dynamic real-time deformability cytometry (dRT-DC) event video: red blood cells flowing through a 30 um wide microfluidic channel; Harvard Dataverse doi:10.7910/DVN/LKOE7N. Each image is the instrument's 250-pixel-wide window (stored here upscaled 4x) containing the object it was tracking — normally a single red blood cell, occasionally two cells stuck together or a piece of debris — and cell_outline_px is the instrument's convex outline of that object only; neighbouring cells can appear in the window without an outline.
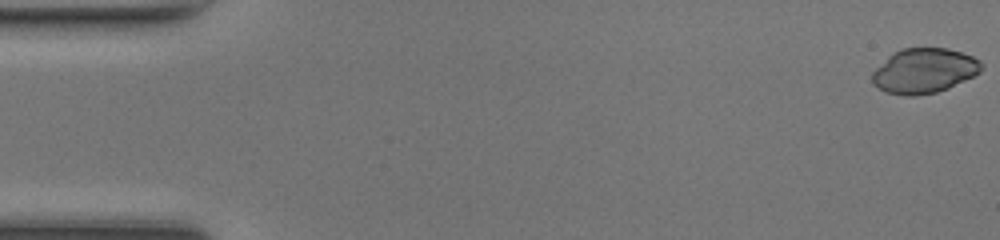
{"species": "common noctule bat (a hibernating species)", "species_latin": "Nyctalus noctula", "temperature_condition": "room temperature", "stored_images_in_passage": 48, "camera_frame_rate_fps": 3000, "um_per_image_px": 0.085, "animal": {"sex": "female", "body_mass_g": 17.0, "forearm_length_mm": 48.0}, "frame": {"image": 1, "passage_image": 1, "time_ms": 0.0, "image_size_px": [1000, 240], "cell_outline_px": [[984, 68], [980, 72], [948, 88], [936, 92], [916, 96], [904, 96], [884, 92], [872, 84], [872, 72], [892, 52], [904, 48], [948, 48], [972, 56], [980, 60], [984, 64]], "centroid_in_image_um": [78.53, 6.02], "position_along_channel_um": 6.5, "area_um2": 28.73}}
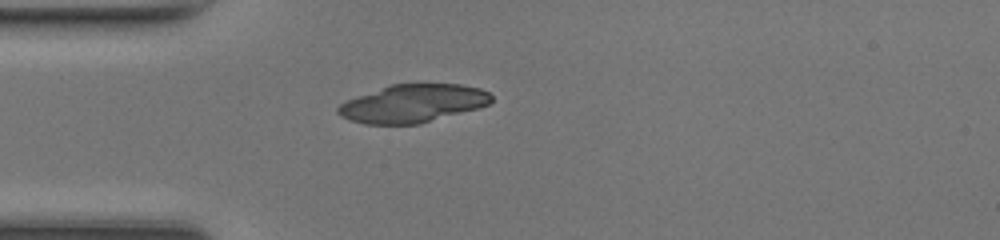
{"frame": {"image": 2, "passage_image": 14, "time_ms": 4.333, "image_size_px": [1000, 240], "cell_outline_px": [[492, 100], [488, 104], [476, 108], [420, 124], [364, 124], [340, 116], [336, 112], [336, 108], [340, 104], [356, 96], [392, 84], [460, 84], [480, 88], [488, 92], [492, 96]], "centroid_in_image_um": [35.07, 8.79], "position_along_channel_um": 49.9, "area_um2": 33.7}}